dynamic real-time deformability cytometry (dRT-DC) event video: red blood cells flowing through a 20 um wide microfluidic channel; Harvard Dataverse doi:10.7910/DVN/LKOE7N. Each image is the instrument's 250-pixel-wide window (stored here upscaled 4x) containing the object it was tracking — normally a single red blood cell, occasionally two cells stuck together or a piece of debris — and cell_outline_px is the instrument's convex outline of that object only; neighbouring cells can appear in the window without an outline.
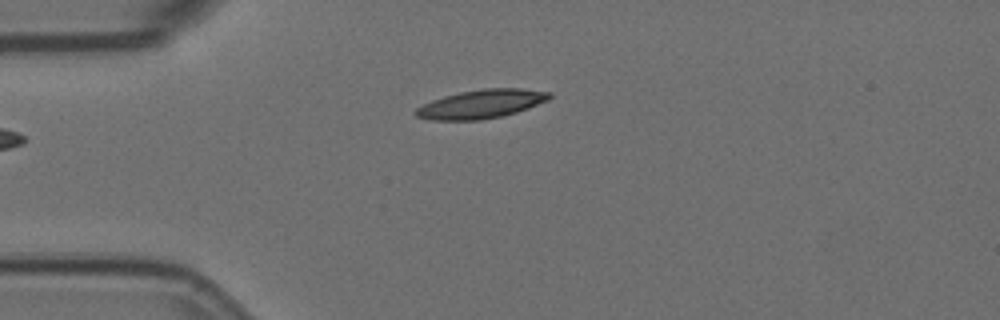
{"species": "Egyptian fruit bat (a non-hibernating species)", "species_latin": "Rousettus aegyptiacus", "temperature_condition": "room temperature", "stored_images_in_passage": 4, "camera_frame_rate_fps": 3000, "um_per_image_px": 0.085, "animal": {"sex": "female"}, "frame": {"image": 1, "passage_image": 4, "time_ms": 1.0, "image_size_px": [1000, 320], "cell_outline_px": [[552, 96], [548, 100], [528, 108], [516, 112], [500, 116], [480, 120], [432, 120], [416, 116], [412, 112], [416, 108], [432, 100], [444, 96], [460, 92], [484, 88], [520, 88], [552, 92]], "centroid_in_image_um": [40.91, 8.83], "position_along_channel_um": 44.1, "area_um2": 22.31}}